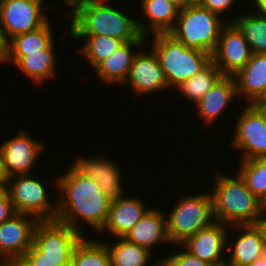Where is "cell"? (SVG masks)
<instances>
[{
    "label": "cell",
    "mask_w": 266,
    "mask_h": 266,
    "mask_svg": "<svg viewBox=\"0 0 266 266\" xmlns=\"http://www.w3.org/2000/svg\"><path fill=\"white\" fill-rule=\"evenodd\" d=\"M55 182L59 194L56 195V220L84 236L81 222L99 233L107 220L112 199L100 190L93 179L85 176L73 164Z\"/></svg>",
    "instance_id": "cell-1"
},
{
    "label": "cell",
    "mask_w": 266,
    "mask_h": 266,
    "mask_svg": "<svg viewBox=\"0 0 266 266\" xmlns=\"http://www.w3.org/2000/svg\"><path fill=\"white\" fill-rule=\"evenodd\" d=\"M70 12L69 35L110 36L124 42L148 40L138 28L137 20L113 6L111 0H63Z\"/></svg>",
    "instance_id": "cell-2"
},
{
    "label": "cell",
    "mask_w": 266,
    "mask_h": 266,
    "mask_svg": "<svg viewBox=\"0 0 266 266\" xmlns=\"http://www.w3.org/2000/svg\"><path fill=\"white\" fill-rule=\"evenodd\" d=\"M223 172H214V187L210 190L215 221L227 226L254 225L265 212V205L238 173L233 177Z\"/></svg>",
    "instance_id": "cell-3"
},
{
    "label": "cell",
    "mask_w": 266,
    "mask_h": 266,
    "mask_svg": "<svg viewBox=\"0 0 266 266\" xmlns=\"http://www.w3.org/2000/svg\"><path fill=\"white\" fill-rule=\"evenodd\" d=\"M84 235L57 220L40 221L33 245L20 261L25 266H63L71 261L76 244Z\"/></svg>",
    "instance_id": "cell-4"
},
{
    "label": "cell",
    "mask_w": 266,
    "mask_h": 266,
    "mask_svg": "<svg viewBox=\"0 0 266 266\" xmlns=\"http://www.w3.org/2000/svg\"><path fill=\"white\" fill-rule=\"evenodd\" d=\"M151 37L150 48L158 57L169 89L178 88L212 61L211 53L188 48L169 33H156Z\"/></svg>",
    "instance_id": "cell-5"
},
{
    "label": "cell",
    "mask_w": 266,
    "mask_h": 266,
    "mask_svg": "<svg viewBox=\"0 0 266 266\" xmlns=\"http://www.w3.org/2000/svg\"><path fill=\"white\" fill-rule=\"evenodd\" d=\"M226 23L225 18L202 5L187 6L179 11L176 24L169 34L188 48L212 54Z\"/></svg>",
    "instance_id": "cell-6"
},
{
    "label": "cell",
    "mask_w": 266,
    "mask_h": 266,
    "mask_svg": "<svg viewBox=\"0 0 266 266\" xmlns=\"http://www.w3.org/2000/svg\"><path fill=\"white\" fill-rule=\"evenodd\" d=\"M167 215L168 235L171 244L183 243L200 229L215 222L210 192L185 195L176 199Z\"/></svg>",
    "instance_id": "cell-7"
},
{
    "label": "cell",
    "mask_w": 266,
    "mask_h": 266,
    "mask_svg": "<svg viewBox=\"0 0 266 266\" xmlns=\"http://www.w3.org/2000/svg\"><path fill=\"white\" fill-rule=\"evenodd\" d=\"M36 177V178H35ZM30 174L9 178L6 190L17 214H27L39 221H54L57 217V198L50 200L48 187Z\"/></svg>",
    "instance_id": "cell-8"
},
{
    "label": "cell",
    "mask_w": 266,
    "mask_h": 266,
    "mask_svg": "<svg viewBox=\"0 0 266 266\" xmlns=\"http://www.w3.org/2000/svg\"><path fill=\"white\" fill-rule=\"evenodd\" d=\"M234 121V133L231 136V146L240 150L241 160L266 158V118L264 113L247 104L241 109Z\"/></svg>",
    "instance_id": "cell-9"
},
{
    "label": "cell",
    "mask_w": 266,
    "mask_h": 266,
    "mask_svg": "<svg viewBox=\"0 0 266 266\" xmlns=\"http://www.w3.org/2000/svg\"><path fill=\"white\" fill-rule=\"evenodd\" d=\"M46 0H0V25L9 41L14 36L39 29L50 17ZM44 9V10H43Z\"/></svg>",
    "instance_id": "cell-10"
},
{
    "label": "cell",
    "mask_w": 266,
    "mask_h": 266,
    "mask_svg": "<svg viewBox=\"0 0 266 266\" xmlns=\"http://www.w3.org/2000/svg\"><path fill=\"white\" fill-rule=\"evenodd\" d=\"M252 54L239 28L233 22H227L221 29L211 59L223 76H234L247 64Z\"/></svg>",
    "instance_id": "cell-11"
},
{
    "label": "cell",
    "mask_w": 266,
    "mask_h": 266,
    "mask_svg": "<svg viewBox=\"0 0 266 266\" xmlns=\"http://www.w3.org/2000/svg\"><path fill=\"white\" fill-rule=\"evenodd\" d=\"M40 221L27 214H15L0 224V266L20 260L33 245L34 231Z\"/></svg>",
    "instance_id": "cell-12"
},
{
    "label": "cell",
    "mask_w": 266,
    "mask_h": 266,
    "mask_svg": "<svg viewBox=\"0 0 266 266\" xmlns=\"http://www.w3.org/2000/svg\"><path fill=\"white\" fill-rule=\"evenodd\" d=\"M44 145L24 130L3 141L0 150L8 176L31 174L37 158L47 149Z\"/></svg>",
    "instance_id": "cell-13"
},
{
    "label": "cell",
    "mask_w": 266,
    "mask_h": 266,
    "mask_svg": "<svg viewBox=\"0 0 266 266\" xmlns=\"http://www.w3.org/2000/svg\"><path fill=\"white\" fill-rule=\"evenodd\" d=\"M141 50L138 49L135 54L124 84H128L133 94L139 97L168 90L166 77L154 50L152 48L148 52L142 48Z\"/></svg>",
    "instance_id": "cell-14"
},
{
    "label": "cell",
    "mask_w": 266,
    "mask_h": 266,
    "mask_svg": "<svg viewBox=\"0 0 266 266\" xmlns=\"http://www.w3.org/2000/svg\"><path fill=\"white\" fill-rule=\"evenodd\" d=\"M228 229L226 224L215 221L188 237L181 245L192 255L212 266H225Z\"/></svg>",
    "instance_id": "cell-15"
},
{
    "label": "cell",
    "mask_w": 266,
    "mask_h": 266,
    "mask_svg": "<svg viewBox=\"0 0 266 266\" xmlns=\"http://www.w3.org/2000/svg\"><path fill=\"white\" fill-rule=\"evenodd\" d=\"M91 156L78 157L72 163L81 173L93 179L100 190L111 199L123 196L125 187H123L122 173L120 166L108 157Z\"/></svg>",
    "instance_id": "cell-16"
},
{
    "label": "cell",
    "mask_w": 266,
    "mask_h": 266,
    "mask_svg": "<svg viewBox=\"0 0 266 266\" xmlns=\"http://www.w3.org/2000/svg\"><path fill=\"white\" fill-rule=\"evenodd\" d=\"M142 200L136 196H126V193L112 199L107 220L99 232H106L113 239L123 238L151 208L146 207Z\"/></svg>",
    "instance_id": "cell-17"
},
{
    "label": "cell",
    "mask_w": 266,
    "mask_h": 266,
    "mask_svg": "<svg viewBox=\"0 0 266 266\" xmlns=\"http://www.w3.org/2000/svg\"><path fill=\"white\" fill-rule=\"evenodd\" d=\"M230 229H234L237 235L231 240ZM241 233L238 235V233ZM229 234V235H228ZM234 240V241H233ZM233 241V242H232ZM228 257H226V266H248L260 258L264 253V247L261 234L255 225H235L229 226L227 233Z\"/></svg>",
    "instance_id": "cell-18"
},
{
    "label": "cell",
    "mask_w": 266,
    "mask_h": 266,
    "mask_svg": "<svg viewBox=\"0 0 266 266\" xmlns=\"http://www.w3.org/2000/svg\"><path fill=\"white\" fill-rule=\"evenodd\" d=\"M164 212L158 207H151L123 238L151 252L157 244L169 245L171 242L168 235L167 215Z\"/></svg>",
    "instance_id": "cell-19"
},
{
    "label": "cell",
    "mask_w": 266,
    "mask_h": 266,
    "mask_svg": "<svg viewBox=\"0 0 266 266\" xmlns=\"http://www.w3.org/2000/svg\"><path fill=\"white\" fill-rule=\"evenodd\" d=\"M237 94L236 82L233 76H222L214 86L195 104L197 114L203 124H213L220 119Z\"/></svg>",
    "instance_id": "cell-20"
},
{
    "label": "cell",
    "mask_w": 266,
    "mask_h": 266,
    "mask_svg": "<svg viewBox=\"0 0 266 266\" xmlns=\"http://www.w3.org/2000/svg\"><path fill=\"white\" fill-rule=\"evenodd\" d=\"M54 40L42 50L27 53L25 56H8L7 64L15 65L33 84L42 86L49 79L56 77V48Z\"/></svg>",
    "instance_id": "cell-21"
},
{
    "label": "cell",
    "mask_w": 266,
    "mask_h": 266,
    "mask_svg": "<svg viewBox=\"0 0 266 266\" xmlns=\"http://www.w3.org/2000/svg\"><path fill=\"white\" fill-rule=\"evenodd\" d=\"M141 19H137L140 33L149 37L169 33L175 26L179 9L168 0H140ZM149 34V35H148Z\"/></svg>",
    "instance_id": "cell-22"
},
{
    "label": "cell",
    "mask_w": 266,
    "mask_h": 266,
    "mask_svg": "<svg viewBox=\"0 0 266 266\" xmlns=\"http://www.w3.org/2000/svg\"><path fill=\"white\" fill-rule=\"evenodd\" d=\"M147 40H132L123 43L114 53L102 61L93 71L105 85L123 84L126 81L132 61L138 52L136 48H143ZM134 48V49H133ZM135 50V51H134ZM110 84V85H109Z\"/></svg>",
    "instance_id": "cell-23"
},
{
    "label": "cell",
    "mask_w": 266,
    "mask_h": 266,
    "mask_svg": "<svg viewBox=\"0 0 266 266\" xmlns=\"http://www.w3.org/2000/svg\"><path fill=\"white\" fill-rule=\"evenodd\" d=\"M239 99L253 104L266 89V54L253 53L247 64L233 76Z\"/></svg>",
    "instance_id": "cell-24"
},
{
    "label": "cell",
    "mask_w": 266,
    "mask_h": 266,
    "mask_svg": "<svg viewBox=\"0 0 266 266\" xmlns=\"http://www.w3.org/2000/svg\"><path fill=\"white\" fill-rule=\"evenodd\" d=\"M255 12V13H254ZM240 13V15H230L227 22H233L242 32L252 53L266 54V15H262L253 10Z\"/></svg>",
    "instance_id": "cell-25"
},
{
    "label": "cell",
    "mask_w": 266,
    "mask_h": 266,
    "mask_svg": "<svg viewBox=\"0 0 266 266\" xmlns=\"http://www.w3.org/2000/svg\"><path fill=\"white\" fill-rule=\"evenodd\" d=\"M71 38L73 40L83 38V43L77 51L86 59L92 70L125 43L123 40L110 36L71 35Z\"/></svg>",
    "instance_id": "cell-26"
},
{
    "label": "cell",
    "mask_w": 266,
    "mask_h": 266,
    "mask_svg": "<svg viewBox=\"0 0 266 266\" xmlns=\"http://www.w3.org/2000/svg\"><path fill=\"white\" fill-rule=\"evenodd\" d=\"M50 22L51 19L39 29L11 38L8 42V56H25L45 49L55 39Z\"/></svg>",
    "instance_id": "cell-27"
},
{
    "label": "cell",
    "mask_w": 266,
    "mask_h": 266,
    "mask_svg": "<svg viewBox=\"0 0 266 266\" xmlns=\"http://www.w3.org/2000/svg\"><path fill=\"white\" fill-rule=\"evenodd\" d=\"M113 243L105 242L110 254L111 266H150L154 252L128 242L125 238H116Z\"/></svg>",
    "instance_id": "cell-28"
},
{
    "label": "cell",
    "mask_w": 266,
    "mask_h": 266,
    "mask_svg": "<svg viewBox=\"0 0 266 266\" xmlns=\"http://www.w3.org/2000/svg\"><path fill=\"white\" fill-rule=\"evenodd\" d=\"M71 262L74 266H111L110 254L105 241L83 236L76 244Z\"/></svg>",
    "instance_id": "cell-29"
},
{
    "label": "cell",
    "mask_w": 266,
    "mask_h": 266,
    "mask_svg": "<svg viewBox=\"0 0 266 266\" xmlns=\"http://www.w3.org/2000/svg\"><path fill=\"white\" fill-rule=\"evenodd\" d=\"M222 76L219 68L211 61L204 69L184 81L176 89L180 95L195 105Z\"/></svg>",
    "instance_id": "cell-30"
},
{
    "label": "cell",
    "mask_w": 266,
    "mask_h": 266,
    "mask_svg": "<svg viewBox=\"0 0 266 266\" xmlns=\"http://www.w3.org/2000/svg\"><path fill=\"white\" fill-rule=\"evenodd\" d=\"M235 169L247 188L266 206V158L241 160Z\"/></svg>",
    "instance_id": "cell-31"
},
{
    "label": "cell",
    "mask_w": 266,
    "mask_h": 266,
    "mask_svg": "<svg viewBox=\"0 0 266 266\" xmlns=\"http://www.w3.org/2000/svg\"><path fill=\"white\" fill-rule=\"evenodd\" d=\"M178 246L177 248L181 249L179 252L165 256L171 266H212L192 255L181 244H178Z\"/></svg>",
    "instance_id": "cell-32"
},
{
    "label": "cell",
    "mask_w": 266,
    "mask_h": 266,
    "mask_svg": "<svg viewBox=\"0 0 266 266\" xmlns=\"http://www.w3.org/2000/svg\"><path fill=\"white\" fill-rule=\"evenodd\" d=\"M236 1H239V0H205L202 6L208 9L209 11H211L212 13L219 15L220 17L222 16V19H223L224 17L223 14L228 13L226 14V16L229 15V13L232 12L233 10L232 8L235 7L234 4L237 3L238 5L239 2H236Z\"/></svg>",
    "instance_id": "cell-33"
},
{
    "label": "cell",
    "mask_w": 266,
    "mask_h": 266,
    "mask_svg": "<svg viewBox=\"0 0 266 266\" xmlns=\"http://www.w3.org/2000/svg\"><path fill=\"white\" fill-rule=\"evenodd\" d=\"M15 214L13 203L6 189L0 190V224L10 220Z\"/></svg>",
    "instance_id": "cell-34"
},
{
    "label": "cell",
    "mask_w": 266,
    "mask_h": 266,
    "mask_svg": "<svg viewBox=\"0 0 266 266\" xmlns=\"http://www.w3.org/2000/svg\"><path fill=\"white\" fill-rule=\"evenodd\" d=\"M8 40L5 37L4 31L0 25V64L7 63L8 58Z\"/></svg>",
    "instance_id": "cell-35"
},
{
    "label": "cell",
    "mask_w": 266,
    "mask_h": 266,
    "mask_svg": "<svg viewBox=\"0 0 266 266\" xmlns=\"http://www.w3.org/2000/svg\"><path fill=\"white\" fill-rule=\"evenodd\" d=\"M262 237L263 247L266 252V211L263 213V215L257 220V222L254 224Z\"/></svg>",
    "instance_id": "cell-36"
},
{
    "label": "cell",
    "mask_w": 266,
    "mask_h": 266,
    "mask_svg": "<svg viewBox=\"0 0 266 266\" xmlns=\"http://www.w3.org/2000/svg\"><path fill=\"white\" fill-rule=\"evenodd\" d=\"M9 178L10 177L6 172L3 156L0 150V190L6 189Z\"/></svg>",
    "instance_id": "cell-37"
},
{
    "label": "cell",
    "mask_w": 266,
    "mask_h": 266,
    "mask_svg": "<svg viewBox=\"0 0 266 266\" xmlns=\"http://www.w3.org/2000/svg\"><path fill=\"white\" fill-rule=\"evenodd\" d=\"M249 5H252L251 7H249L250 9L254 10L262 15H266V0H252ZM254 4V5H253Z\"/></svg>",
    "instance_id": "cell-38"
},
{
    "label": "cell",
    "mask_w": 266,
    "mask_h": 266,
    "mask_svg": "<svg viewBox=\"0 0 266 266\" xmlns=\"http://www.w3.org/2000/svg\"><path fill=\"white\" fill-rule=\"evenodd\" d=\"M257 108H266V89L262 95L253 103Z\"/></svg>",
    "instance_id": "cell-39"
},
{
    "label": "cell",
    "mask_w": 266,
    "mask_h": 266,
    "mask_svg": "<svg viewBox=\"0 0 266 266\" xmlns=\"http://www.w3.org/2000/svg\"><path fill=\"white\" fill-rule=\"evenodd\" d=\"M170 1L174 6H176L179 10H183L187 7L186 0H168Z\"/></svg>",
    "instance_id": "cell-40"
},
{
    "label": "cell",
    "mask_w": 266,
    "mask_h": 266,
    "mask_svg": "<svg viewBox=\"0 0 266 266\" xmlns=\"http://www.w3.org/2000/svg\"><path fill=\"white\" fill-rule=\"evenodd\" d=\"M248 266H266V252L260 258H258L256 261H254Z\"/></svg>",
    "instance_id": "cell-41"
},
{
    "label": "cell",
    "mask_w": 266,
    "mask_h": 266,
    "mask_svg": "<svg viewBox=\"0 0 266 266\" xmlns=\"http://www.w3.org/2000/svg\"><path fill=\"white\" fill-rule=\"evenodd\" d=\"M150 266H171L169 261L164 257L160 260H157V262L152 263Z\"/></svg>",
    "instance_id": "cell-42"
},
{
    "label": "cell",
    "mask_w": 266,
    "mask_h": 266,
    "mask_svg": "<svg viewBox=\"0 0 266 266\" xmlns=\"http://www.w3.org/2000/svg\"><path fill=\"white\" fill-rule=\"evenodd\" d=\"M205 0H186L187 6H198L202 5Z\"/></svg>",
    "instance_id": "cell-43"
},
{
    "label": "cell",
    "mask_w": 266,
    "mask_h": 266,
    "mask_svg": "<svg viewBox=\"0 0 266 266\" xmlns=\"http://www.w3.org/2000/svg\"><path fill=\"white\" fill-rule=\"evenodd\" d=\"M4 266H25L20 260L5 264Z\"/></svg>",
    "instance_id": "cell-44"
},
{
    "label": "cell",
    "mask_w": 266,
    "mask_h": 266,
    "mask_svg": "<svg viewBox=\"0 0 266 266\" xmlns=\"http://www.w3.org/2000/svg\"><path fill=\"white\" fill-rule=\"evenodd\" d=\"M263 113H264V116L266 118V108H259Z\"/></svg>",
    "instance_id": "cell-45"
},
{
    "label": "cell",
    "mask_w": 266,
    "mask_h": 266,
    "mask_svg": "<svg viewBox=\"0 0 266 266\" xmlns=\"http://www.w3.org/2000/svg\"><path fill=\"white\" fill-rule=\"evenodd\" d=\"M63 266H74V265H73L72 262L70 261V262H68L67 264H64Z\"/></svg>",
    "instance_id": "cell-46"
}]
</instances>
